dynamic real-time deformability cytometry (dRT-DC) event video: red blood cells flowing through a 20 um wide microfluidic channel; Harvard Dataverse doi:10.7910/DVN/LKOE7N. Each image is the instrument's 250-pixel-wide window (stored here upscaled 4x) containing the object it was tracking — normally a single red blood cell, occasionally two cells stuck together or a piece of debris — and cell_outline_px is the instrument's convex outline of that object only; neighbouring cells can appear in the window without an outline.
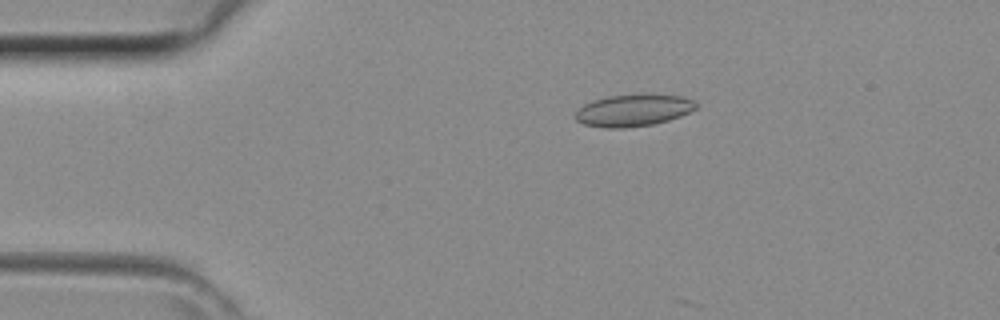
{"species": "common noctule bat (a hibernating species)", "species_latin": "Nyctalus noctula", "temperature_condition": "room temperature", "stored_images_in_passage": 10, "camera_frame_rate_fps": 3000, "um_per_image_px": 0.085, "animal": {"sex": "female", "body_mass_g": 29.2, "forearm_length_mm": 56.3}, "frame": {"image": 1, "passage_image": 8, "time_ms": 2.333, "image_size_px": [1000, 320], "cell_outline_px": [[696, 108], [680, 116], [668, 120], [652, 124], [624, 128], [608, 128], [584, 124], [576, 120], [572, 116], [584, 104], [592, 100], [608, 96], [684, 96], [692, 100], [696, 104]], "centroid_in_image_um": [53.77, 9.41], "position_along_channel_um": 31.2, "area_um2": 21.79}}